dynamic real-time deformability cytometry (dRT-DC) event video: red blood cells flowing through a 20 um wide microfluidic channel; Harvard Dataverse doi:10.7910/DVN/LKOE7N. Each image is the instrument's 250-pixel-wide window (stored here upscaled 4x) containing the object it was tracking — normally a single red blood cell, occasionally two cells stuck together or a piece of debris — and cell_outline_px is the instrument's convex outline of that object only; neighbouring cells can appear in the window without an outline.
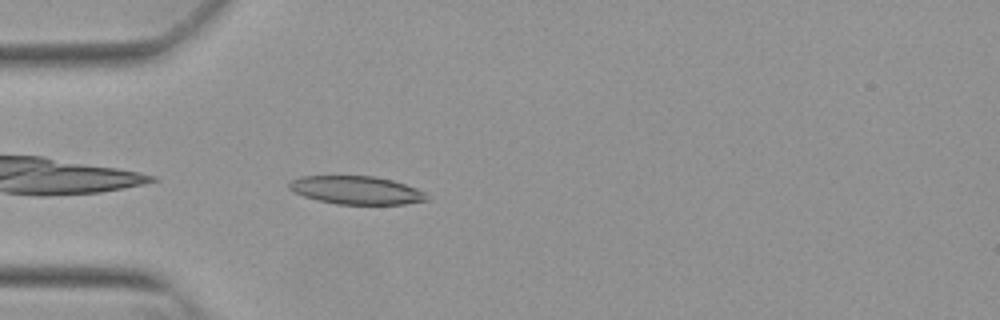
{"species": "Egyptian fruit bat (a non-hibernating species)", "species_latin": "Rousettus aegyptiacus", "temperature_condition": "warm", "stored_images_in_passage": 39, "camera_frame_rate_fps": 3000, "um_per_image_px": 0.085, "animal": {"sex": "female"}, "frame": {"image": 1, "passage_image": 2, "time_ms": 0.333, "image_size_px": [1000, 320], "cell_outline_px": [[428, 200], [404, 204], [336, 204], [304, 196], [292, 192], [288, 188], [288, 184], [292, 180], [300, 176], [376, 176], [392, 180], [416, 188], [424, 192], [428, 196]], "centroid_in_image_um": [30.27, 16.16], "position_along_channel_um": 54.7, "area_um2": 22.54}}
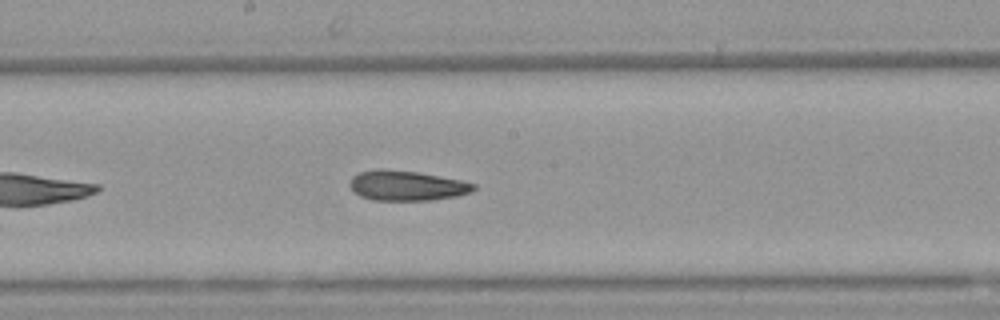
{"frame": {"image": 2, "passage_image": 15, "time_ms": 4.667, "image_size_px": [1000, 320], "cell_outline_px": [[476, 188], [472, 192], [456, 196], [432, 200], [372, 200], [360, 196], [348, 184], [352, 176], [360, 172], [380, 168], [384, 168], [416, 172], [460, 180], [476, 184]], "centroid_in_image_um": [34.56, 15.77], "position_along_channel_um": 213.6, "area_um2": 21.62}}
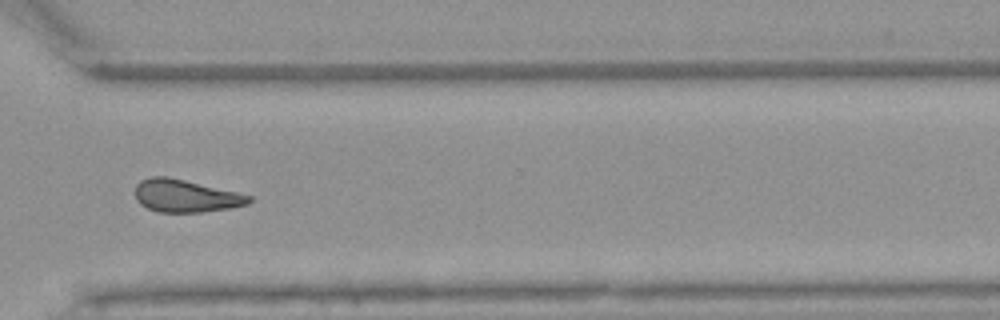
{"frame": {"image": 3, "passage_image": 26, "time_ms": 8.333, "image_size_px": [1000, 320], "cell_outline_px": [[252, 200], [248, 204], [228, 208], [204, 212], [156, 212], [140, 204], [136, 200], [136, 184], [140, 180], [152, 176], [168, 176], [236, 192], [252, 196]], "centroid_in_image_um": [15.75, 16.65], "position_along_channel_um": 354.9, "area_um2": 21.56}, "authors_computed_cell_mechanics": {"area_um2": 21.7328, "velocity_mm_per_s": 3.8436, "shape_relaxation_time_tau1_ms": null, "shape_relaxation_time_tau2_ms": 7.3385, "deformation_change_tau1": null, "deformation_change_tau2": 0.1796}}